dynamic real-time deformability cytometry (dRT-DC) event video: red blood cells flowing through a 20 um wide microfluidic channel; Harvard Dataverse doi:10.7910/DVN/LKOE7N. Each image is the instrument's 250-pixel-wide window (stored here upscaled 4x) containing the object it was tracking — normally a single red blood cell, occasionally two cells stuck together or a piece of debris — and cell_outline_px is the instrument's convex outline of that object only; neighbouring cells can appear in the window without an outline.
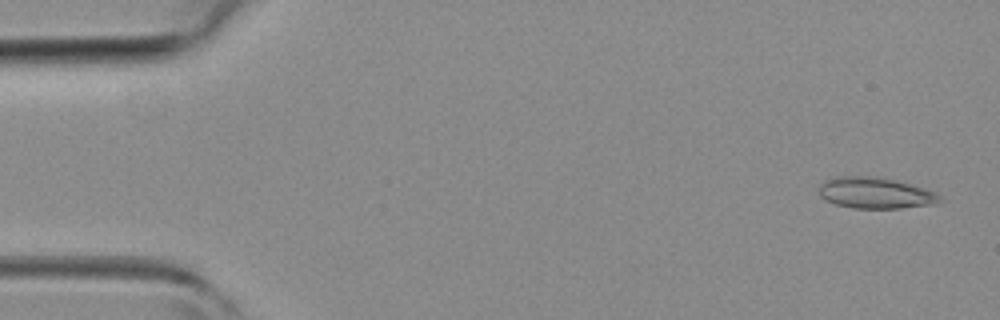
{"species": "common noctule bat (a hibernating species)", "species_latin": "Nyctalus noctula", "temperature_condition": "room temperature", "stored_images_in_passage": 42, "camera_frame_rate_fps": 3000, "um_per_image_px": 0.085, "animal": {"sex": "female", "body_mass_g": 19.3, "forearm_length_mm": 54.1}, "frame": {"image": 1, "passage_image": 1, "time_ms": 0.0, "image_size_px": [1000, 320], "cell_outline_px": [[944, 200], [936, 204], [900, 208], [852, 208], [836, 204], [820, 196], [820, 184], [824, 180], [836, 176], [880, 176], [896, 180], [924, 188], [936, 192]], "centroid_in_image_um": [74.44, 16.39], "position_along_channel_um": 10.6, "area_um2": 22.08}}
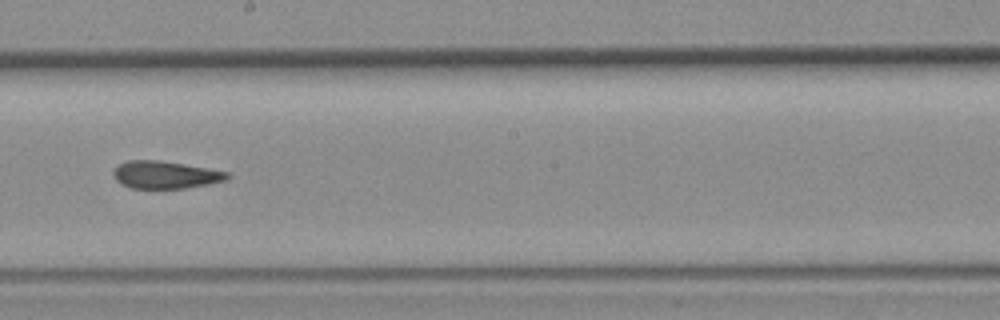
{"frame": {"image": 2, "passage_image": 23, "time_ms": 7.333, "image_size_px": [1000, 320], "cell_outline_px": [[232, 176], [228, 180], [208, 184], [184, 188], [128, 188], [120, 184], [116, 180], [112, 172], [120, 164], [128, 160], [156, 160], [184, 164], [208, 168], [228, 172]], "centroid_in_image_um": [14.07, 14.86], "position_along_channel_um": 234.1, "area_um2": 18.26}}
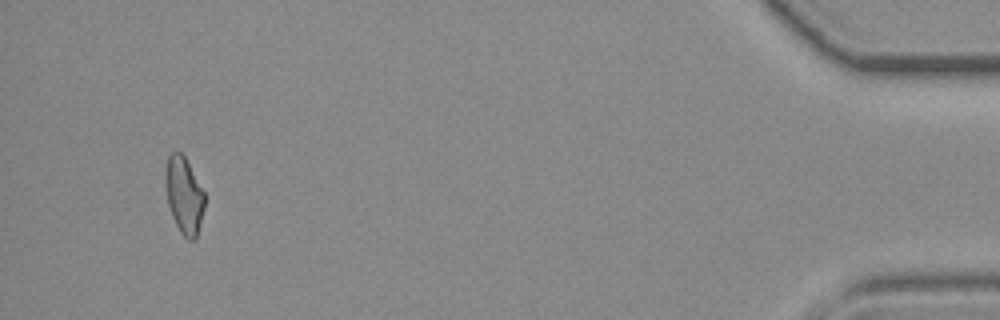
{"frame": {"image": 3, "passage_image": 40, "time_ms": 13.0, "image_size_px": [1000, 320], "cell_outline_px": [[204, 208], [196, 236], [192, 240], [188, 240], [180, 232], [172, 216], [168, 204], [164, 184], [164, 168], [168, 156], [172, 152], [180, 152], [184, 156], [204, 192]], "centroid_in_image_um": [15.6, 16.57], "position_along_channel_um": 419.6, "area_um2": 17.4}}